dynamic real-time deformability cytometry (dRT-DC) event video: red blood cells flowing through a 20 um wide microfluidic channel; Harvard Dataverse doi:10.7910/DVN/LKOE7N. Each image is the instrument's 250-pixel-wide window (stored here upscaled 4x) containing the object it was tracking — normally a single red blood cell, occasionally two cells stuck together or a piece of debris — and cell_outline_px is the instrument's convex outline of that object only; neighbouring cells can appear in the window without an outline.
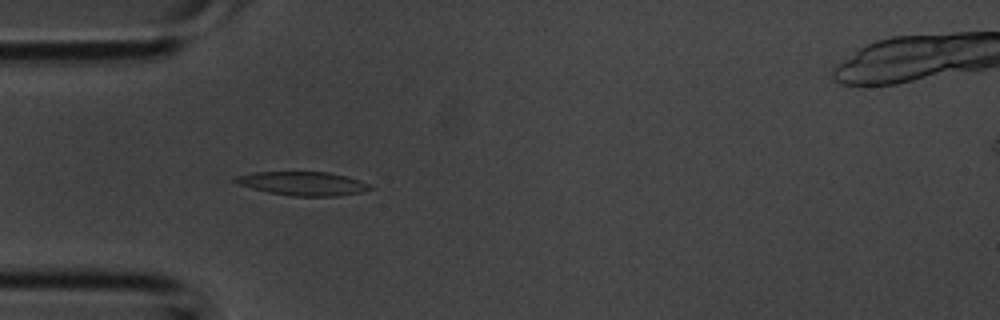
{"species": "common noctule bat (a hibernating species)", "species_latin": "Nyctalus noctula", "temperature_condition": "room temperature", "stored_images_in_passage": 27, "camera_frame_rate_fps": 3000, "um_per_image_px": 0.085, "animal": {"sex": "male", "body_mass_g": 20.1, "forearm_length_mm": 53.5}, "frame": {"image": 1, "passage_image": 4, "time_ms": 1.0, "image_size_px": [1000, 320], "cell_outline_px": [[372, 188], [360, 192], [336, 196], [292, 196], [268, 192], [252, 188], [240, 184], [232, 180], [236, 176], [256, 172], [328, 172], [360, 180], [368, 184]], "centroid_in_image_um": [25.73, 15.6], "position_along_channel_um": 59.3, "area_um2": 18.32}}
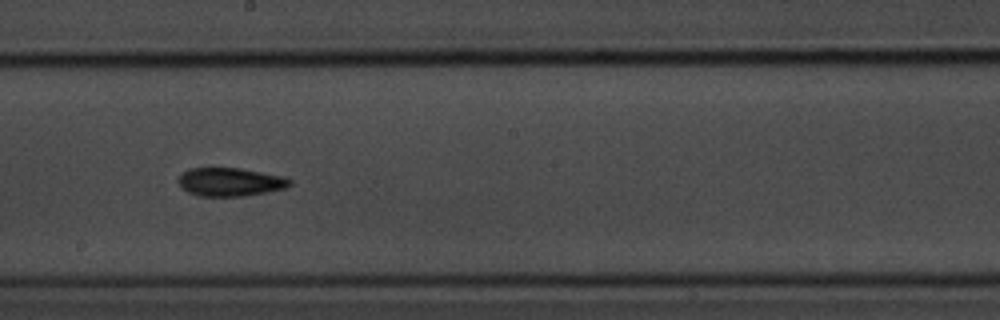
{"frame": {"image": 2, "passage_image": 14, "time_ms": 4.333, "image_size_px": [1000, 320], "cell_outline_px": [[292, 184], [288, 188], [244, 196], [200, 196], [188, 192], [180, 188], [176, 180], [188, 168], [240, 168], [284, 176], [292, 180]], "centroid_in_image_um": [19.57, 15.47], "position_along_channel_um": 228.6, "area_um2": 18.67}}
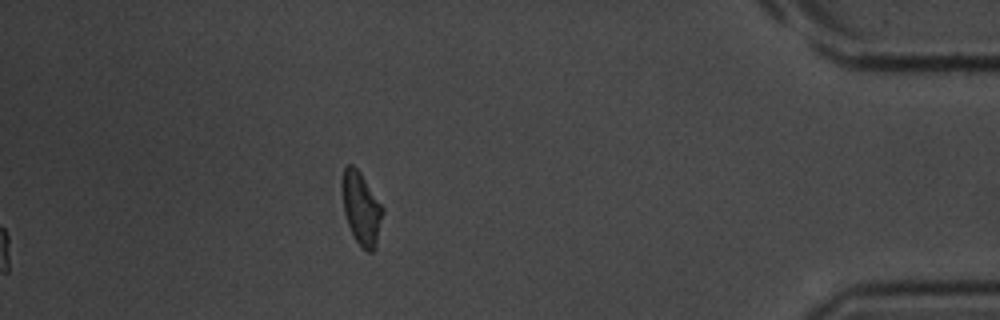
{"frame": {"image": 3, "passage_image": 27, "time_ms": 8.667, "image_size_px": [1000, 320], "cell_outline_px": [[384, 212], [376, 248], [372, 252], [368, 252], [356, 240], [348, 224], [344, 212], [340, 188], [340, 180], [344, 168], [348, 164], [352, 164], [360, 172], [384, 208]], "centroid_in_image_um": [30.7, 17.68], "position_along_channel_um": 404.5, "area_um2": 17.4}}